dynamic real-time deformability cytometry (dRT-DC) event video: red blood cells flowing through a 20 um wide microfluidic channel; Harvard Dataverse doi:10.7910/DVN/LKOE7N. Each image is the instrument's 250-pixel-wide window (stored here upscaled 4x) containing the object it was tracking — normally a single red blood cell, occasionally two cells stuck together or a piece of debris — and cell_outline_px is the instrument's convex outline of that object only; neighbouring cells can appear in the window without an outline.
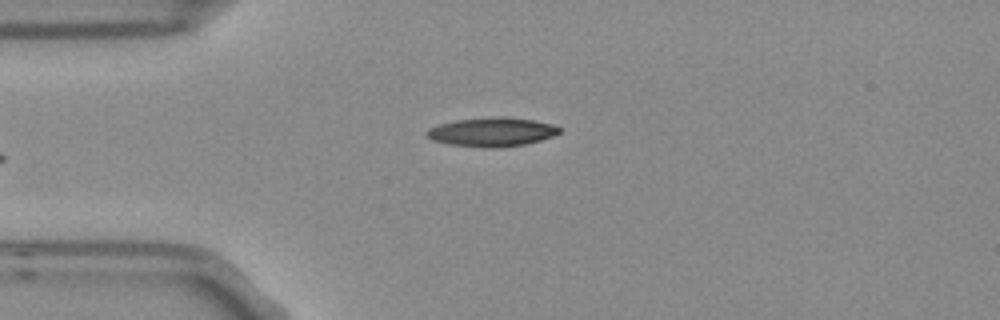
{"species": "Egyptian fruit bat (a non-hibernating species)", "species_latin": "Rousettus aegyptiacus", "temperature_condition": "room temperature", "stored_images_in_passage": 4, "camera_frame_rate_fps": 3000, "um_per_image_px": 0.085, "frame": {"image": 1, "passage_image": 4, "time_ms": 1.0, "image_size_px": [1000, 320], "cell_outline_px": [[560, 132], [552, 136], [540, 140], [524, 144], [500, 148], [488, 148], [448, 144], [432, 140], [424, 132], [428, 128], [440, 124], [456, 120], [496, 116], [504, 116], [532, 120], [552, 124], [560, 128]], "centroid_in_image_um": [41.79, 11.22], "position_along_channel_um": 43.2, "area_um2": 22.37}}